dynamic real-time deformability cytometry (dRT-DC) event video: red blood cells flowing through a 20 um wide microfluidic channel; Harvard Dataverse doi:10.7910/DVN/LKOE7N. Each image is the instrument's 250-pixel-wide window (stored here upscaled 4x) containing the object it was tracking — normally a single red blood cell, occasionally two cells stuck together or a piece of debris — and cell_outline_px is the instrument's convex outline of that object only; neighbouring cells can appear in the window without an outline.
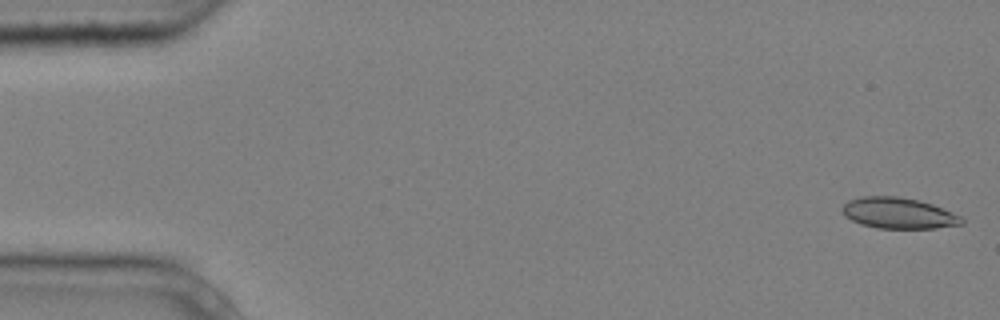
{"species": "common noctule bat (a hibernating species)", "species_latin": "Nyctalus noctula", "temperature_condition": "cold", "stored_images_in_passage": 7, "camera_frame_rate_fps": 3000, "um_per_image_px": 0.085, "animal": {"sex": "male", "body_mass_g": 20.4}, "frame": {"image": 1, "passage_image": 1, "time_ms": 0.0, "image_size_px": [1000, 320], "cell_outline_px": [[964, 224], [936, 228], [876, 228], [860, 224], [844, 216], [840, 208], [848, 200], [860, 196], [896, 196], [920, 200], [932, 204], [960, 216], [964, 220]], "centroid_in_image_um": [76.33, 18.11], "position_along_channel_um": 8.7, "area_um2": 21.68}}
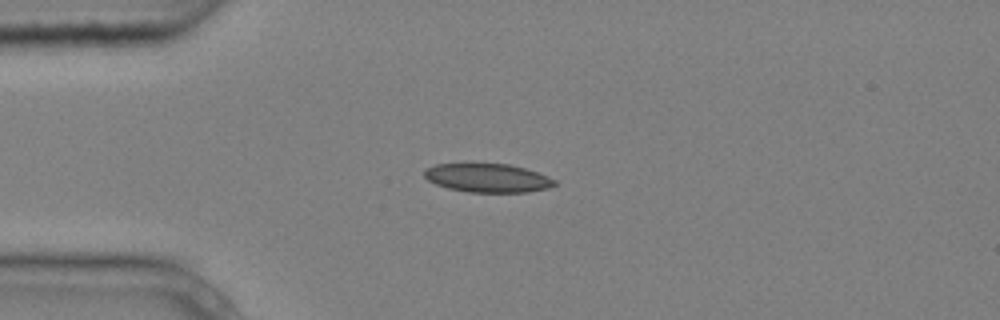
{"frame": {"image": 2, "passage_image": 3, "time_ms": 0.667, "image_size_px": [1000, 320], "cell_outline_px": [[556, 184], [548, 188], [528, 192], [468, 192], [448, 188], [436, 184], [428, 180], [424, 176], [424, 168], [436, 164], [508, 164], [524, 168], [548, 176], [556, 180]], "centroid_in_image_um": [41.44, 15.13], "position_along_channel_um": 43.6, "area_um2": 21.68}}
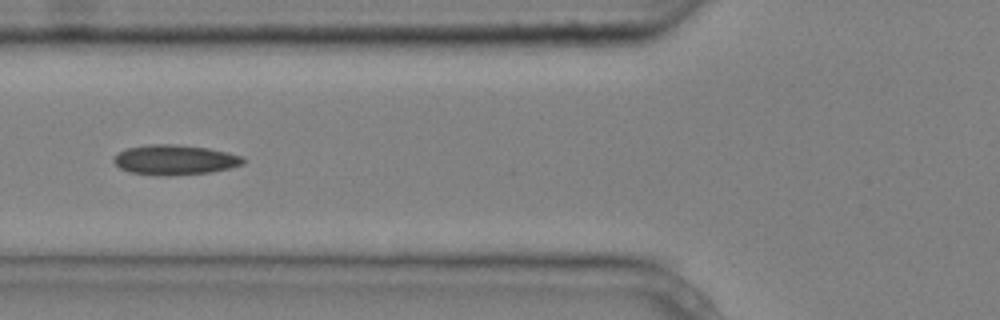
{"frame": {"image": 3, "passage_image": 5, "time_ms": 1.333, "image_size_px": [1000, 320], "cell_outline_px": [[244, 164], [228, 168], [208, 172], [176, 176], [164, 176], [128, 172], [120, 168], [112, 160], [120, 152], [128, 148], [148, 144], [176, 144], [208, 148], [228, 152], [244, 156]], "centroid_in_image_um": [14.88, 13.59], "position_along_channel_um": 110.9, "area_um2": 22.66}}